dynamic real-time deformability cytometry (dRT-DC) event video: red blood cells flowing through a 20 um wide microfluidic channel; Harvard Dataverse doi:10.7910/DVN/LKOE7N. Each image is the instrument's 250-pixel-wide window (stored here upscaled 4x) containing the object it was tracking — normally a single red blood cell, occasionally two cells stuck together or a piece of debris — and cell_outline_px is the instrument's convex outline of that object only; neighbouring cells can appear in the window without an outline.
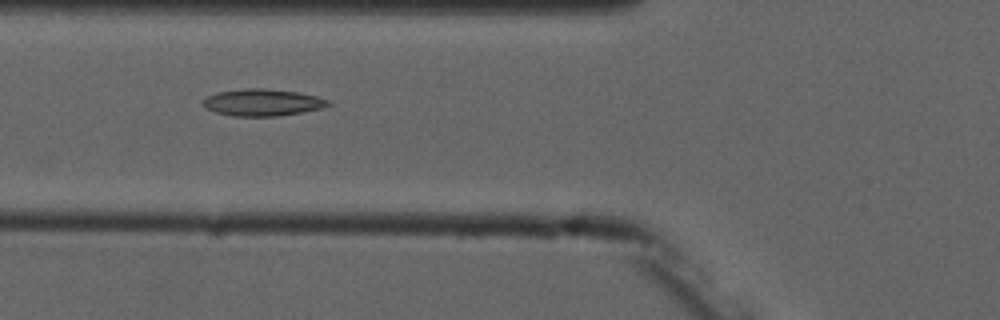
{"species": "common noctule bat (a hibernating species)", "species_latin": "Nyctalus noctula", "temperature_condition": "cold", "stored_images_in_passage": 4, "camera_frame_rate_fps": 3000, "um_per_image_px": 0.085, "animal": {"sex": "male", "forearm_length_mm": 52.5}, "frame": {"image": 1, "passage_image": 2, "time_ms": 1.0, "image_size_px": [1000, 320], "cell_outline_px": [[332, 104], [324, 108], [276, 116], [236, 116], [216, 112], [204, 108], [200, 104], [200, 100], [208, 96], [220, 92], [248, 88], [264, 88], [300, 92], [316, 96], [328, 100]], "centroid_in_image_um": [22.3, 8.7], "position_along_channel_um": 103.5, "area_um2": 19.65}}
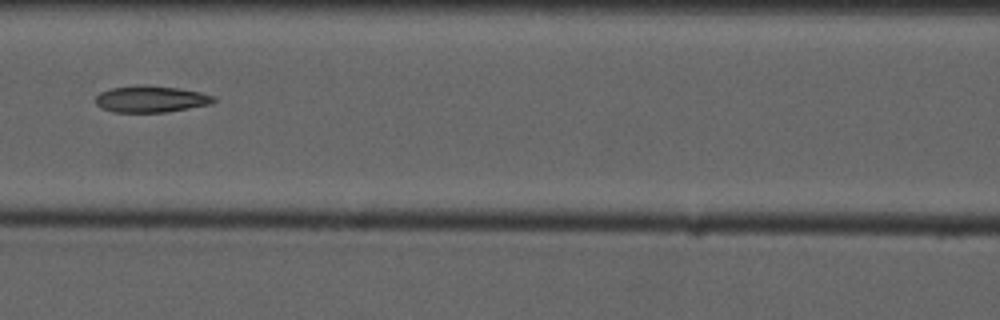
{"frame": {"image": 2, "passage_image": 3, "time_ms": 2.333, "image_size_px": [1000, 320], "cell_outline_px": [[216, 100], [212, 104], [168, 112], [116, 112], [100, 108], [96, 104], [96, 96], [100, 92], [112, 88], [144, 84], [148, 84], [180, 88], [200, 92], [212, 96]], "centroid_in_image_um": [12.83, 8.41], "position_along_channel_um": 153.8, "area_um2": 18.44}}
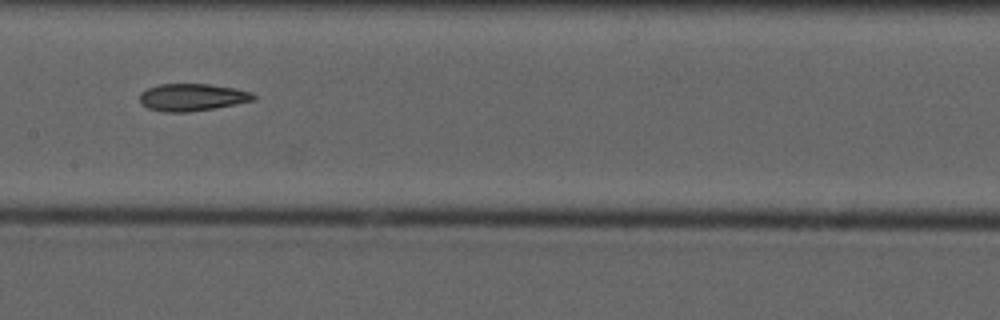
{"frame": {"image": 3, "passage_image": 4, "time_ms": 3.333, "image_size_px": [1000, 320], "cell_outline_px": [[256, 100], [212, 108], [188, 112], [164, 112], [148, 108], [140, 104], [140, 92], [148, 88], [160, 84], [208, 84], [236, 88], [248, 92], [256, 96]], "centroid_in_image_um": [16.3, 8.26], "position_along_channel_um": 191.1, "area_um2": 17.98}}